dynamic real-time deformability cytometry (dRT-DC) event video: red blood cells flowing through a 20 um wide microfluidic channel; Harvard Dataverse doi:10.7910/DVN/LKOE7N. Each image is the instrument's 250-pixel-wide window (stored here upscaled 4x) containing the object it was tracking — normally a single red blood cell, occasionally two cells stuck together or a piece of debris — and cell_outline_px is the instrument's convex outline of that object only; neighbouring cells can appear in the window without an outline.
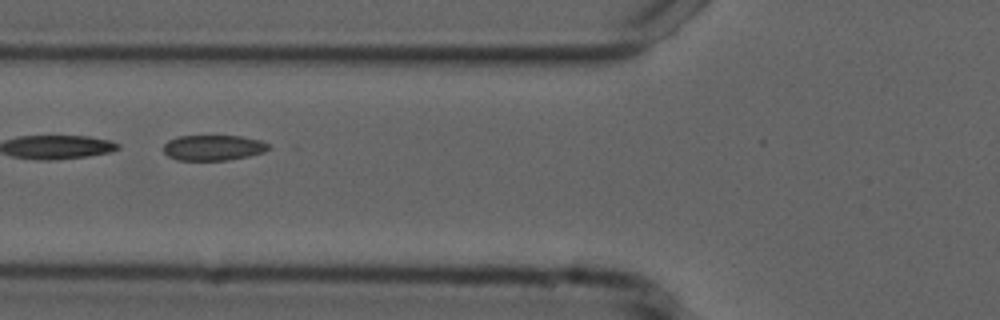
{"species": "common noctule bat (a hibernating species)", "species_latin": "Nyctalus noctula", "temperature_condition": "cold", "stored_images_in_passage": 8, "camera_frame_rate_fps": 3000, "um_per_image_px": 0.085, "animal": {"sex": "male", "forearm_length_mm": 52.5}, "frame": {"image": 1, "passage_image": 6, "time_ms": 1.667, "image_size_px": [1000, 320], "cell_outline_px": [[272, 148], [264, 152], [248, 156], [228, 160], [176, 160], [168, 156], [164, 152], [164, 144], [168, 140], [180, 136], [240, 136], [260, 140], [268, 144]], "centroid_in_image_um": [18.13, 12.56], "position_along_channel_um": 107.7, "area_um2": 15.61}}